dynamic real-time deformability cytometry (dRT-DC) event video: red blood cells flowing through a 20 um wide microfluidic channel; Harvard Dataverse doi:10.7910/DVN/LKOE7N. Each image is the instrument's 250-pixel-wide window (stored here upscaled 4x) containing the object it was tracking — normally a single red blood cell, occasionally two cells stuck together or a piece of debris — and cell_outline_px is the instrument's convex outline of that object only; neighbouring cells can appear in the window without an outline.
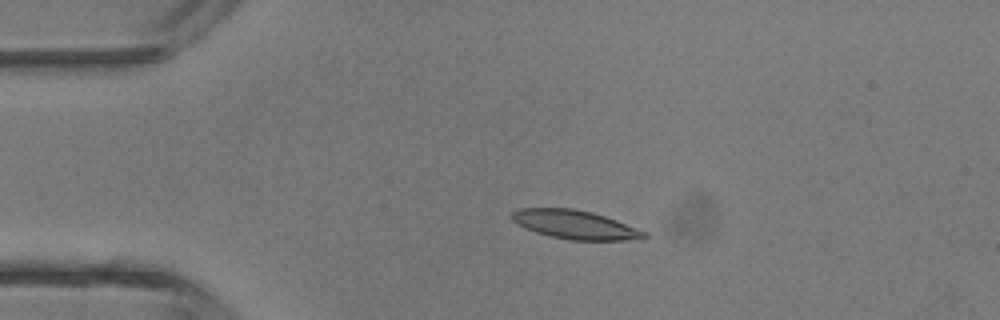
{"species": "common noctule bat (a hibernating species)", "species_latin": "Nyctalus noctula", "temperature_condition": "room temperature", "stored_images_in_passage": 3, "camera_frame_rate_fps": 3000, "um_per_image_px": 0.085, "animal": {"sex": "male", "body_mass_g": 13.3}, "frame": {"image": 1, "passage_image": 2, "time_ms": 1.333, "image_size_px": [1000, 320], "cell_outline_px": [[648, 236], [644, 240], [572, 240], [552, 236], [536, 232], [512, 220], [512, 212], [520, 208], [572, 208], [592, 212], [616, 220], [648, 232]], "centroid_in_image_um": [48.97, 19.1], "position_along_channel_um": 36.0, "area_um2": 22.02}}